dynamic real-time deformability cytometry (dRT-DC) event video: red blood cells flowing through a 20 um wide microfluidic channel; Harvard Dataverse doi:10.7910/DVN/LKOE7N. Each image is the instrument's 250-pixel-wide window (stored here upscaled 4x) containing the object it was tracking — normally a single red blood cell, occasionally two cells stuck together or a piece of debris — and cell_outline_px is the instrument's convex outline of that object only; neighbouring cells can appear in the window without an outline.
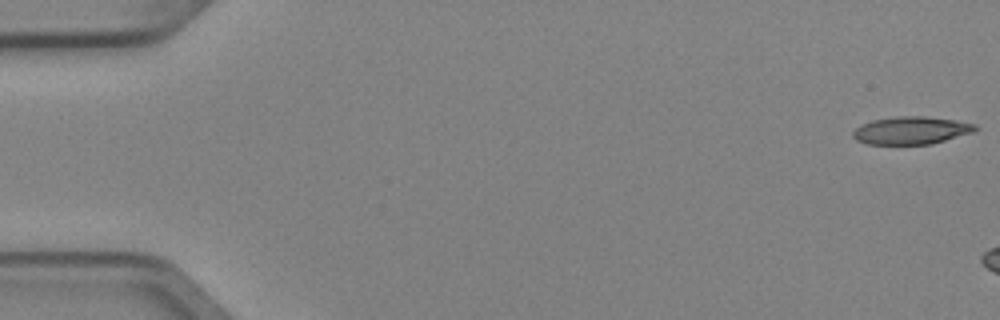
{"species": "Egyptian fruit bat (a non-hibernating species)", "species_latin": "Rousettus aegyptiacus", "temperature_condition": "cold", "stored_images_in_passage": 7, "camera_frame_rate_fps": 3000, "um_per_image_px": 0.085, "animal": {"sex": "female"}, "frame": {"image": 1, "passage_image": 1, "time_ms": 0.0, "image_size_px": [1000, 320], "cell_outline_px": [[976, 132], [932, 144], [868, 144], [856, 140], [852, 136], [852, 132], [860, 124], [872, 120], [896, 116], [924, 116], [956, 120], [976, 124]], "centroid_in_image_um": [77.46, 11.08], "position_along_channel_um": 7.5, "area_um2": 19.94}}